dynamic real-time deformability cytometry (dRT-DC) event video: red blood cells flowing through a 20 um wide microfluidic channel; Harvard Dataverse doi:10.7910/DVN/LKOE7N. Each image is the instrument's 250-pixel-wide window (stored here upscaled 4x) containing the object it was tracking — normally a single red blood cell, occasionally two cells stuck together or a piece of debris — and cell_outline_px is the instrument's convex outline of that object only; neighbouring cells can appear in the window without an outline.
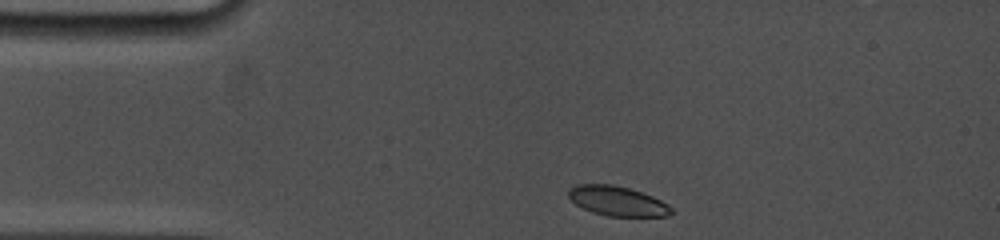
{"species": "common noctule bat (a hibernating species)", "species_latin": "Nyctalus noctula", "temperature_condition": "cold", "stored_images_in_passage": 6, "camera_frame_rate_fps": 5000, "um_per_image_px": 0.085, "animal": {"sex": "female", "body_mass_g": 19.0, "forearm_length_mm": 53.3}, "frame": {"image": 1, "passage_image": 1, "time_ms": 0.0, "image_size_px": [1000, 240], "cell_outline_px": [[672, 212], [668, 216], [608, 216], [592, 212], [576, 204], [568, 196], [568, 188], [576, 184], [612, 184], [628, 188], [652, 196], [668, 204], [672, 208]], "centroid_in_image_um": [52.46, 17.08], "position_along_channel_um": 32.5, "area_um2": 17.69}}
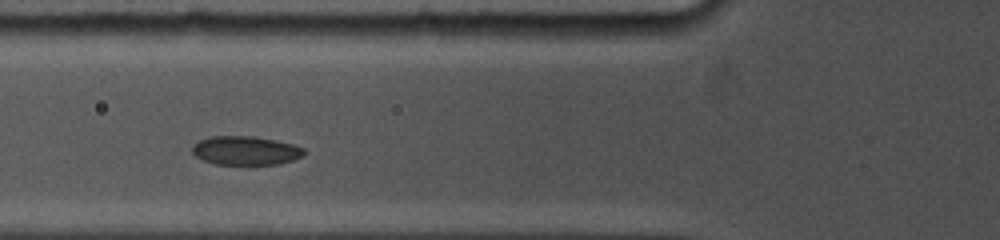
{"frame": {"image": 2, "passage_image": 4, "time_ms": 3.0, "image_size_px": [1000, 240], "cell_outline_px": [[304, 156], [280, 164], [216, 164], [204, 160], [196, 156], [192, 152], [192, 144], [208, 136], [252, 136], [276, 140], [292, 144], [304, 148]], "centroid_in_image_um": [20.87, 12.79], "position_along_channel_um": 104.9, "area_um2": 18.79}}
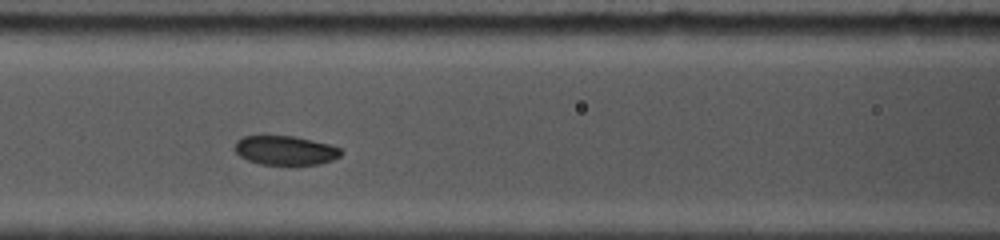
{"frame": {"image": 3, "passage_image": 5, "time_ms": 4.0, "image_size_px": [1000, 240], "cell_outline_px": [[344, 152], [340, 156], [332, 160], [320, 164], [260, 164], [248, 160], [240, 156], [236, 152], [236, 140], [244, 136], [264, 132], [296, 136], [328, 144], [340, 148]], "centroid_in_image_um": [24.22, 12.72], "position_along_channel_um": 142.4, "area_um2": 18.67}}